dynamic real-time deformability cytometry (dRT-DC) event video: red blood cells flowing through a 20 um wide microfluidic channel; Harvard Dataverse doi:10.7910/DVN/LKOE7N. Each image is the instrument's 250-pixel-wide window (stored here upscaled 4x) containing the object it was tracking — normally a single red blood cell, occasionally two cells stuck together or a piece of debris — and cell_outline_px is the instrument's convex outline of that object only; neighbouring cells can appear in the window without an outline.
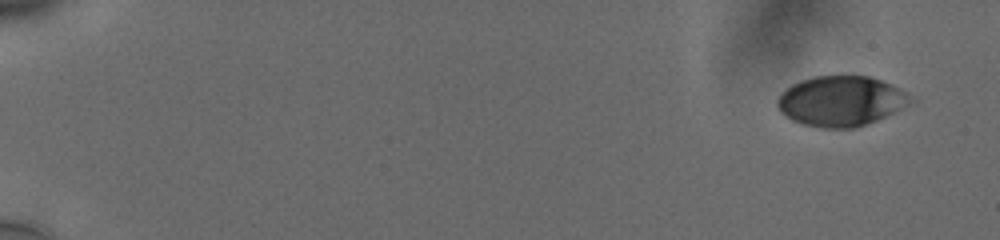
{"species": "human", "species_latin": "Homo sapiens", "temperature_condition": "cold", "stored_images_in_passage": 40, "camera_frame_rate_fps": 3000, "um_per_image_px": 0.085, "donor": {"sex": "male"}, "frame": {"image": 1, "passage_image": 1, "time_ms": 0.0, "image_size_px": [1000, 240], "cell_outline_px": [[916, 100], [912, 104], [876, 120], [856, 128], [820, 128], [800, 124], [792, 120], [780, 112], [776, 104], [776, 100], [792, 84], [800, 80], [812, 76], [868, 76], [880, 80], [900, 88]], "centroid_in_image_um": [71.49, 8.6], "position_along_channel_um": 13.5, "area_um2": 39.07}}
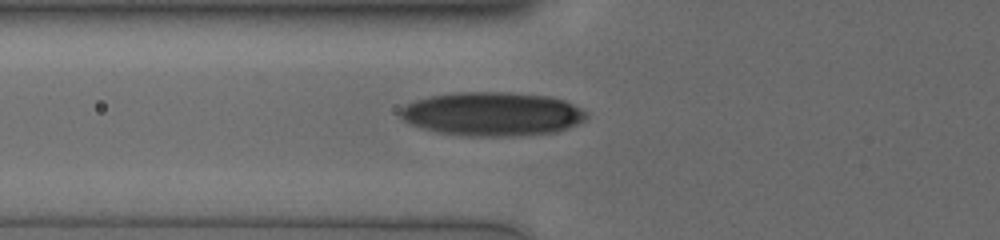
{"frame": {"image": 2, "passage_image": 21, "time_ms": 6.667, "image_size_px": [1000, 240], "cell_outline_px": [[588, 116], [584, 120], [568, 128], [556, 132], [512, 136], [468, 136], [440, 132], [420, 128], [404, 120], [396, 112], [400, 108], [416, 100], [428, 96], [452, 92], [508, 92], [548, 96], [564, 100], [588, 112]], "centroid_in_image_um": [41.82, 9.68], "position_along_channel_um": 84.0, "area_um2": 47.69}}
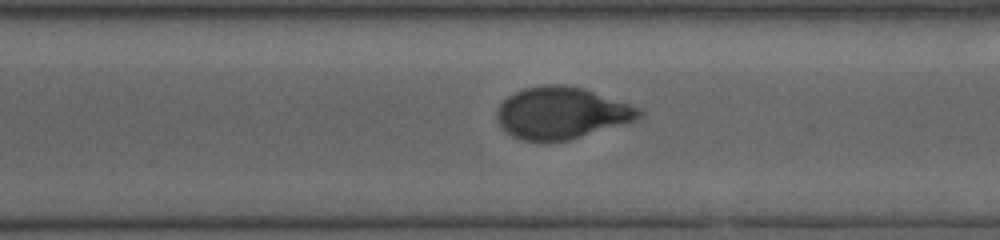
{"frame": {"image": 3, "passage_image": 40, "time_ms": 13.0, "image_size_px": [1000, 240], "cell_outline_px": [[644, 116], [636, 120], [568, 140], [548, 144], [520, 140], [504, 132], [496, 116], [496, 112], [500, 104], [508, 96], [524, 88], [544, 84], [564, 84], [584, 88], [640, 108], [644, 112]], "centroid_in_image_um": [47.7, 9.63], "position_along_channel_um": 322.9, "area_um2": 43.47}}